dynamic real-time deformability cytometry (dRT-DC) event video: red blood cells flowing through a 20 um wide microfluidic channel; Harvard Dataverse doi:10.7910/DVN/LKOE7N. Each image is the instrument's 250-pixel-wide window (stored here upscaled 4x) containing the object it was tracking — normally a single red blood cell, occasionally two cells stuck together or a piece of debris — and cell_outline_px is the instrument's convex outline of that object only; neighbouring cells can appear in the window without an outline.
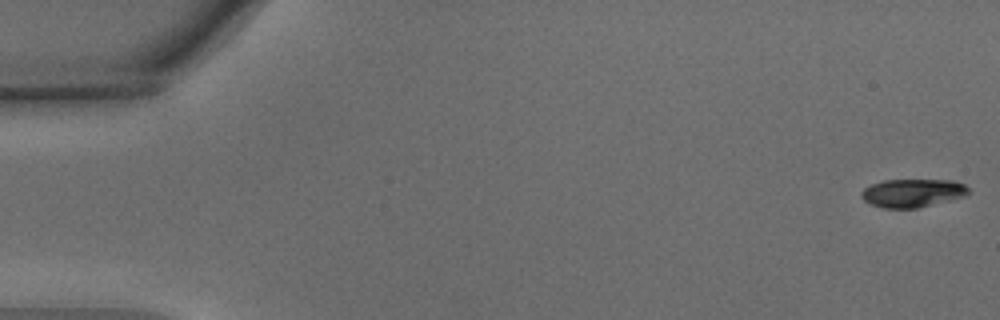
{"species": "common noctule bat (a hibernating species)", "species_latin": "Nyctalus noctula", "temperature_condition": "warm", "stored_images_in_passage": 55, "camera_frame_rate_fps": 3000, "um_per_image_px": 0.085, "animal": {"sex": "male", "body_mass_g": 15.6}, "frame": {"image": 1, "passage_image": 1, "time_ms": 0.0, "image_size_px": [1000, 320], "cell_outline_px": [[972, 192], [964, 196], [916, 208], [884, 208], [872, 204], [864, 200], [860, 196], [860, 192], [864, 188], [872, 184], [884, 180], [952, 180], [964, 184]], "centroid_in_image_um": [77.56, 16.39], "position_along_channel_um": 7.4, "area_um2": 17.51}}
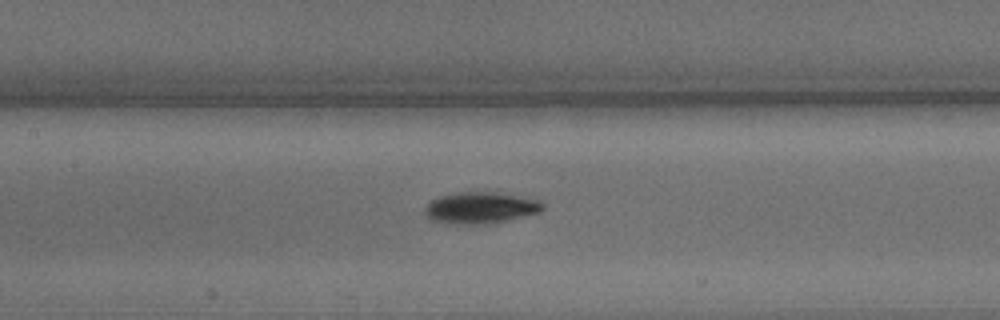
{"frame": {"image": 2, "passage_image": 26, "time_ms": 8.333, "image_size_px": [1000, 320], "cell_outline_px": [[544, 208], [540, 212], [492, 224], [456, 224], [432, 220], [424, 212], [424, 208], [432, 200], [440, 196], [456, 192], [496, 192], [540, 200], [544, 204]], "centroid_in_image_um": [40.87, 17.66], "position_along_channel_um": 166.5, "area_um2": 21.62}}
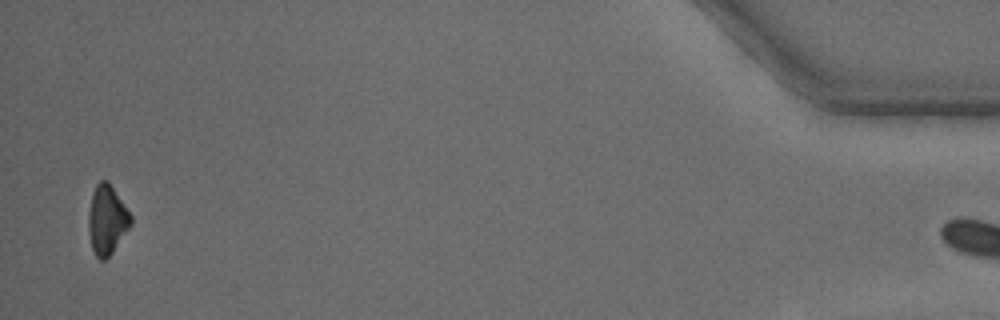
{"frame": {"image": 3, "passage_image": 54, "time_ms": 17.667, "image_size_px": [1000, 320], "cell_outline_px": [[132, 224], [112, 252], [104, 260], [100, 260], [96, 256], [92, 248], [88, 228], [88, 212], [92, 192], [96, 184], [100, 180], [108, 180], [132, 216]], "centroid_in_image_um": [9.08, 18.66], "position_along_channel_um": 426.1, "area_um2": 17.05}}